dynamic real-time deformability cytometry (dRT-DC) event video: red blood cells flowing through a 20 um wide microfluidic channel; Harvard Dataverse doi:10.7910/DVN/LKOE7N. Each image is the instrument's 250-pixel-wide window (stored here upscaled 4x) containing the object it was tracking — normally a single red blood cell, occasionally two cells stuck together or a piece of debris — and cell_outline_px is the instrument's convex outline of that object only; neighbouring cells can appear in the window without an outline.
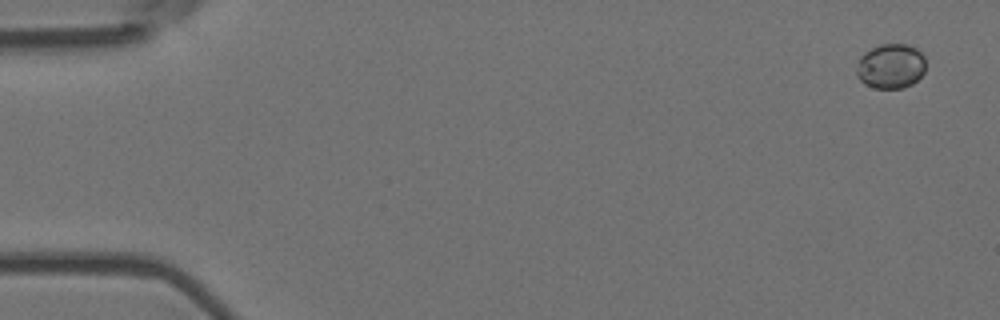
{"species": "Egyptian fruit bat (a non-hibernating species)", "species_latin": "Rousettus aegyptiacus", "temperature_condition": "room temperature", "stored_images_in_passage": 4, "camera_frame_rate_fps": 3000, "um_per_image_px": 0.085, "animal": {"sex": "female"}, "frame": {"image": 1, "passage_image": 1, "time_ms": 0.0, "image_size_px": [1000, 320], "cell_outline_px": [[924, 72], [912, 84], [904, 88], [876, 88], [860, 80], [856, 76], [856, 68], [860, 56], [864, 52], [880, 44], [908, 44], [916, 48], [924, 56]], "centroid_in_image_um": [75.7, 5.61], "position_along_channel_um": 9.3, "area_um2": 18.03}}